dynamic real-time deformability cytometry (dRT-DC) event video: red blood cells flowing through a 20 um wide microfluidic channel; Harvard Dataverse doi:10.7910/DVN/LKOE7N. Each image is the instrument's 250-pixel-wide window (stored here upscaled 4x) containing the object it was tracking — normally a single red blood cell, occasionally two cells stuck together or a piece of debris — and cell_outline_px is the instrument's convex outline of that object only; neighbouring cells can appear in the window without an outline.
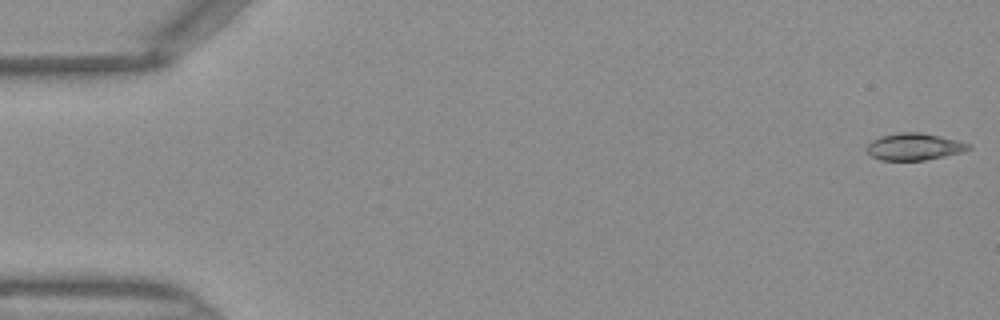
{"species": "Egyptian fruit bat (a non-hibernating species)", "species_latin": "Rousettus aegyptiacus", "temperature_condition": "warm", "stored_images_in_passage": 46, "camera_frame_rate_fps": 3000, "um_per_image_px": 0.085, "frame": {"image": 1, "passage_image": 1, "time_ms": 0.0, "image_size_px": [1000, 320], "cell_outline_px": [[972, 148], [960, 152], [944, 156], [924, 160], [880, 160], [872, 156], [864, 148], [872, 140], [880, 136], [900, 132], [920, 132], [940, 136], [972, 144]], "centroid_in_image_um": [77.69, 12.46], "position_along_channel_um": 7.3, "area_um2": 15.95}}
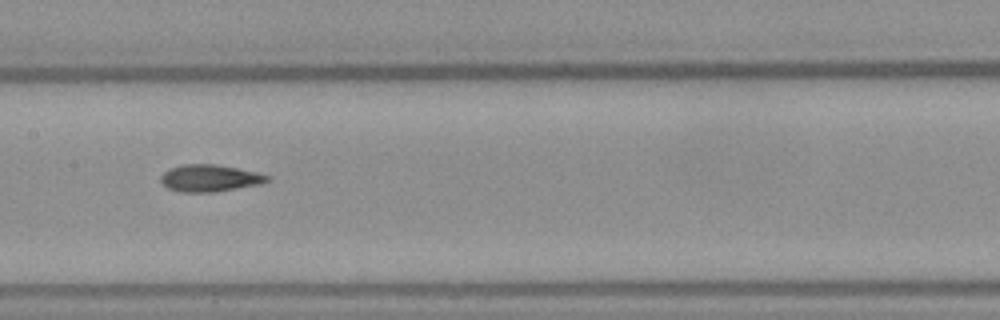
{"frame": {"image": 2, "passage_image": 23, "time_ms": 7.333, "image_size_px": [1000, 320], "cell_outline_px": [[272, 180], [260, 184], [216, 192], [180, 192], [168, 188], [160, 180], [160, 176], [164, 172], [180, 164], [216, 164], [256, 172], [272, 176]], "centroid_in_image_um": [17.86, 15.14], "position_along_channel_um": 189.5, "area_um2": 16.82}}
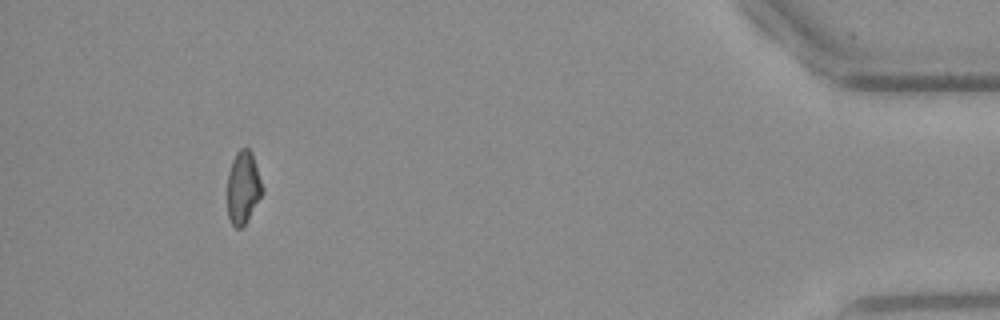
{"frame": {"image": 3, "passage_image": 43, "time_ms": 14.0, "image_size_px": [1000, 320], "cell_outline_px": [[264, 192], [248, 220], [240, 228], [236, 228], [232, 224], [228, 216], [228, 172], [232, 160], [236, 152], [240, 148], [248, 148], [252, 152], [264, 188]], "centroid_in_image_um": [20.69, 15.92], "position_along_channel_um": 414.5, "area_um2": 14.97}}